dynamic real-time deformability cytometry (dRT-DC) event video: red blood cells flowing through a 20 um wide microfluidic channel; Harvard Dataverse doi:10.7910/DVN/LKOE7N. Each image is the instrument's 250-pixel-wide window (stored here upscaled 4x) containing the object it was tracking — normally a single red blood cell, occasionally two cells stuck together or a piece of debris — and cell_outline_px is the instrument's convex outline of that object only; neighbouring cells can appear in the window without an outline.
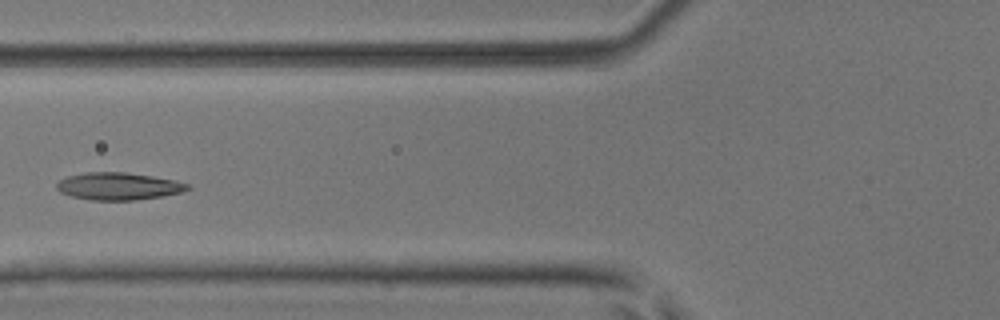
{"species": "common noctule bat (a hibernating species)", "species_latin": "Nyctalus noctula", "temperature_condition": "room temperature", "stored_images_in_passage": 4, "camera_frame_rate_fps": 3000, "um_per_image_px": 0.085, "animal": {"sex": "male", "body_mass_g": 17.9, "forearm_length_mm": 54.2}, "frame": {"image": 1, "passage_image": 4, "time_ms": 1.0, "image_size_px": [1000, 320], "cell_outline_px": [[192, 188], [184, 192], [164, 196], [132, 200], [92, 200], [72, 196], [60, 192], [56, 188], [56, 184], [60, 180], [68, 176], [84, 172], [124, 172], [152, 176], [176, 180], [192, 184]], "centroid_in_image_um": [10.13, 15.82], "position_along_channel_um": 115.7, "area_um2": 21.04}}